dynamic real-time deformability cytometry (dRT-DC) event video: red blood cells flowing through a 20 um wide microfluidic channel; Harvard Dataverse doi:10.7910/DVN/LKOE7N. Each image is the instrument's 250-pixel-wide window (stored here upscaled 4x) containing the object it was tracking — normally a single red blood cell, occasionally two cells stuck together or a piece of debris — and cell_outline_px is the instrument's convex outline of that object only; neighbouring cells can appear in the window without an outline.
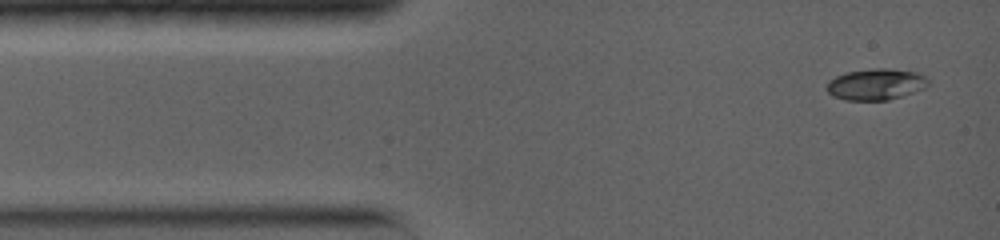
{"species": "common noctule bat (a hibernating species)", "species_latin": "Nyctalus noctula", "temperature_condition": "warm", "stored_images_in_passage": 23, "camera_frame_rate_fps": 5000, "um_per_image_px": 0.085, "animal": {"sex": "female", "body_mass_g": 19.0, "forearm_length_mm": 56.7}, "frame": {"image": 1, "passage_image": 1, "time_ms": 0.0, "image_size_px": [1000, 240], "cell_outline_px": [[928, 84], [924, 88], [888, 100], [844, 100], [832, 96], [824, 88], [828, 80], [844, 72], [872, 68], [888, 68], [916, 72], [924, 76], [928, 80]], "centroid_in_image_um": [74.37, 7.16], "position_along_channel_um": 10.6, "area_um2": 18.61}}
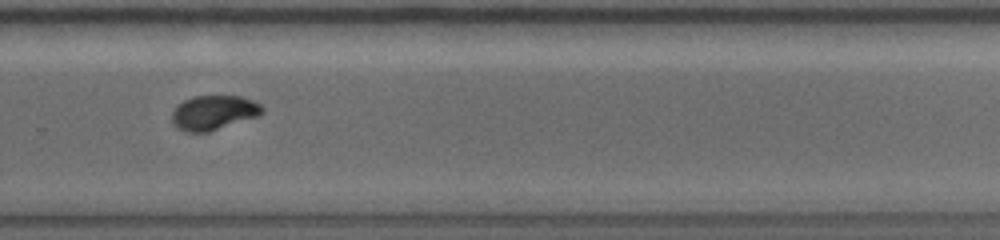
{"frame": {"image": 2, "passage_image": 12, "time_ms": 9.2, "image_size_px": [1000, 240], "cell_outline_px": [[264, 112], [260, 116], [208, 132], [188, 132], [176, 128], [172, 124], [172, 112], [176, 104], [192, 96], [240, 96], [252, 100], [260, 104], [264, 108]], "centroid_in_image_um": [18.15, 9.57], "position_along_channel_um": 311.6, "area_um2": 18.44}}
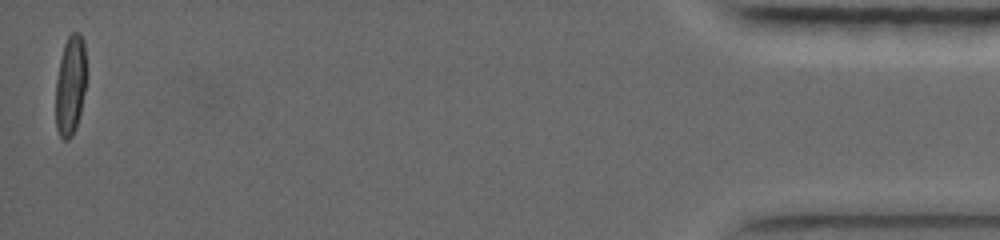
{"frame": {"image": 3, "passage_image": 23, "time_ms": 15.4, "image_size_px": [1000, 240], "cell_outline_px": [[84, 92], [80, 112], [76, 128], [72, 136], [68, 140], [64, 140], [60, 136], [56, 128], [56, 80], [60, 60], [64, 44], [68, 36], [72, 32], [80, 32], [84, 40]], "centroid_in_image_um": [5.96, 7.27], "position_along_channel_um": 429.2, "area_um2": 17.51}, "authors_computed_cell_mechanics": {"area_um2": 18.3226, "velocity_mm_per_s": 3.9553, "shape_relaxation_time_tau1_ms": 4.4158, "shape_relaxation_time_tau2_ms": 1.0113, "deformation_change_tau1": 0.176, "deformation_change_tau2": 0.0286}}